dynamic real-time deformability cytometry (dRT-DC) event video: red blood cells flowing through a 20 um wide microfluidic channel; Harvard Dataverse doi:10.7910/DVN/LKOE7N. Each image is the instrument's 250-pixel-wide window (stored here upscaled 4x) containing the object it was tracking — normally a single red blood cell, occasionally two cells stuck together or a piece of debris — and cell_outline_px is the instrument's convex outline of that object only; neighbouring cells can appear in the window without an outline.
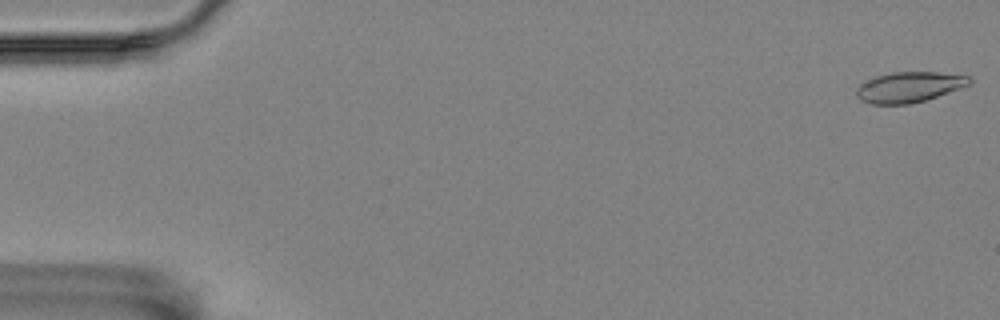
{"species": "Egyptian fruit bat (a non-hibernating species)", "species_latin": "Rousettus aegyptiacus", "temperature_condition": "room temperature", "stored_images_in_passage": 14, "camera_frame_rate_fps": 3000, "um_per_image_px": 0.085, "animal": {"sex": "female"}, "frame": {"image": 1, "passage_image": 1, "time_ms": 0.0, "image_size_px": [1000, 320], "cell_outline_px": [[972, 80], [968, 84], [936, 96], [924, 100], [908, 104], [872, 104], [860, 100], [856, 96], [856, 88], [860, 84], [876, 76], [892, 72], [936, 72], [968, 76]], "centroid_in_image_um": [77.2, 7.4], "position_along_channel_um": 7.8, "area_um2": 19.65}}